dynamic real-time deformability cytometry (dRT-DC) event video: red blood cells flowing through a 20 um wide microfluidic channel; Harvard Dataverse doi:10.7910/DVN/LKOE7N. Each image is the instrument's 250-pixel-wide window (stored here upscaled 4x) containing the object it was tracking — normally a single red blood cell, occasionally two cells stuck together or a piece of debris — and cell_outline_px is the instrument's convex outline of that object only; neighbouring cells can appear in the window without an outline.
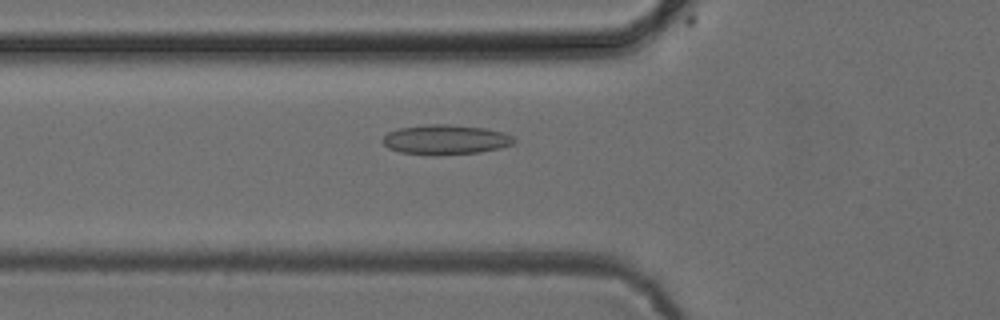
{"species": "common noctule bat (a hibernating species)", "species_latin": "Nyctalus noctula", "temperature_condition": "cold", "stored_images_in_passage": 36, "camera_frame_rate_fps": 3000, "um_per_image_px": 0.085, "animal": {"sex": "female", "body_mass_g": 24.6, "forearm_length_mm": 56.2}, "frame": {"image": 1, "passage_image": 3, "time_ms": 0.667, "image_size_px": [1000, 320], "cell_outline_px": [[516, 140], [512, 144], [500, 148], [480, 152], [436, 156], [400, 152], [388, 148], [380, 140], [388, 132], [396, 128], [428, 124], [448, 124], [484, 128], [504, 132], [512, 136]], "centroid_in_image_um": [37.84, 11.87], "position_along_channel_um": 88.0, "area_um2": 23.06}}
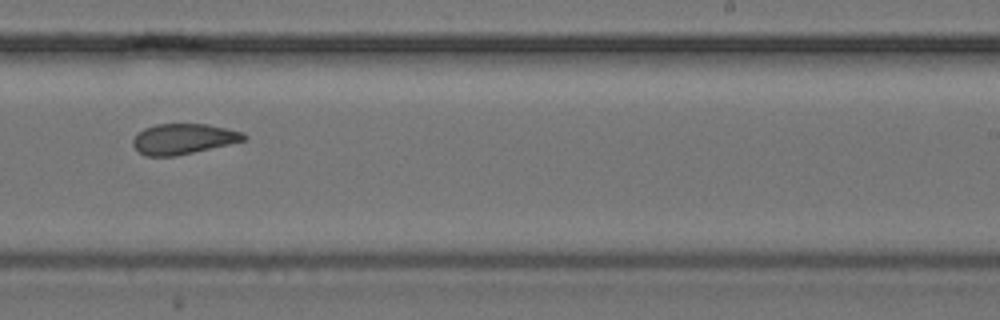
{"frame": {"image": 2, "passage_image": 17, "time_ms": 5.333, "image_size_px": [1000, 320], "cell_outline_px": [[248, 140], [176, 156], [144, 156], [132, 144], [132, 140], [144, 128], [156, 124], [208, 124], [244, 132], [248, 136]], "centroid_in_image_um": [15.63, 11.81], "position_along_channel_um": 273.4, "area_um2": 19.77}}
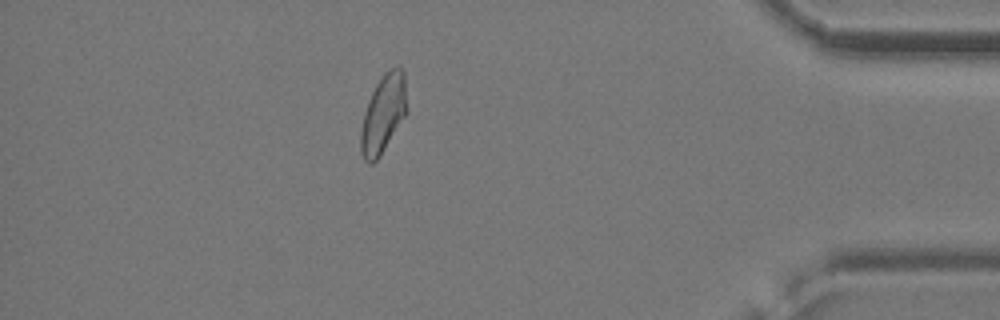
{"frame": {"image": 3, "passage_image": 30, "time_ms": 9.667, "image_size_px": [1000, 320], "cell_outline_px": [[408, 112], [380, 156], [372, 164], [368, 164], [364, 160], [360, 152], [360, 132], [364, 112], [372, 92], [376, 84], [384, 72], [396, 64], [400, 64], [404, 72], [408, 108]], "centroid_in_image_um": [32.6, 9.65], "position_along_channel_um": 402.6, "area_um2": 21.5}}